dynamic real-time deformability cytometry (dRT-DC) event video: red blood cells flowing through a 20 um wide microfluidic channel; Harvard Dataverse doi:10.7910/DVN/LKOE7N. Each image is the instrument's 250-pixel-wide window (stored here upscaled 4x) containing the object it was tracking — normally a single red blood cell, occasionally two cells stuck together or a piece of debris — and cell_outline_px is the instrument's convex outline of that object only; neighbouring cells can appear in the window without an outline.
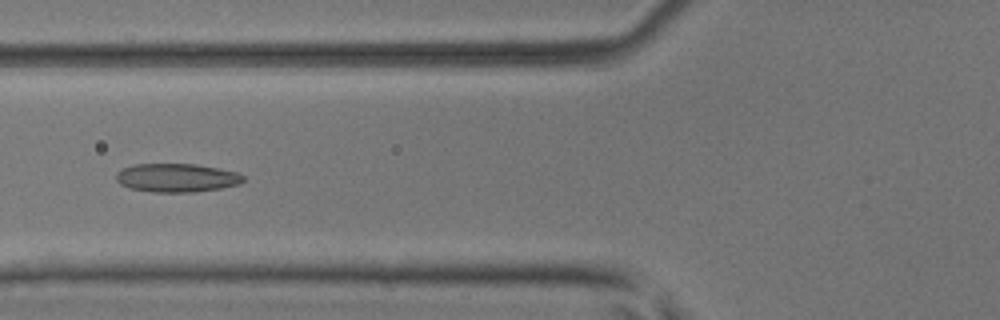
{"species": "common noctule bat (a hibernating species)", "species_latin": "Nyctalus noctula", "temperature_condition": "room temperature", "stored_images_in_passage": 3, "camera_frame_rate_fps": 3000, "um_per_image_px": 0.085, "animal": {"sex": "male", "body_mass_g": 17.9, "forearm_length_mm": 54.2}, "frame": {"image": 1, "passage_image": 3, "time_ms": 0.667, "image_size_px": [1000, 320], "cell_outline_px": [[244, 180], [240, 184], [220, 188], [196, 192], [152, 192], [128, 188], [120, 184], [116, 180], [116, 172], [132, 164], [196, 164], [236, 172], [244, 176]], "centroid_in_image_um": [14.99, 15.12], "position_along_channel_um": 110.8, "area_um2": 21.21}}